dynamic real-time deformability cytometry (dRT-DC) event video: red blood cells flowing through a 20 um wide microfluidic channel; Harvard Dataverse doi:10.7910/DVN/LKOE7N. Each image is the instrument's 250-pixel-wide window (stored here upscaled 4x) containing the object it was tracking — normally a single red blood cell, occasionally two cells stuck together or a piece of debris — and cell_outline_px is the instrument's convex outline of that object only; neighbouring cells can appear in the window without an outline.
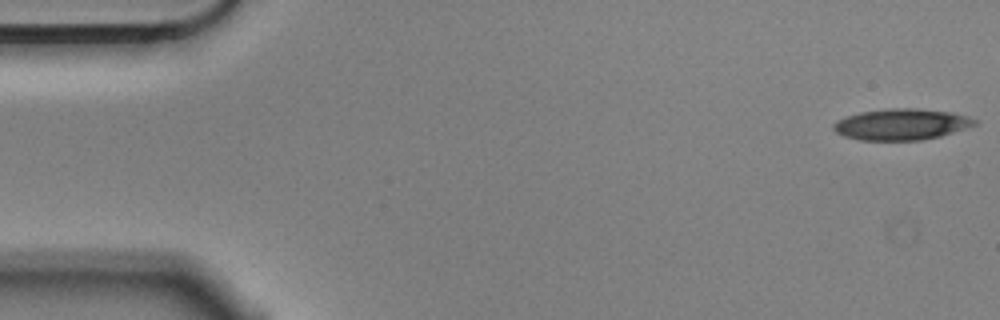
{"species": "Egyptian fruit bat (a non-hibernating species)", "species_latin": "Rousettus aegyptiacus", "temperature_condition": "cold", "stored_images_in_passage": 6, "camera_frame_rate_fps": 3000, "um_per_image_px": 0.085, "animal": {"sex": "male"}, "frame": {"image": 1, "passage_image": 1, "time_ms": 0.0, "image_size_px": [1000, 320], "cell_outline_px": [[980, 120], [976, 124], [940, 136], [920, 140], [860, 140], [844, 136], [836, 132], [832, 128], [832, 124], [836, 120], [860, 112], [888, 108], [916, 108], [952, 112], [968, 116]], "centroid_in_image_um": [76.61, 10.56], "position_along_channel_um": 8.4, "area_um2": 25.66}}
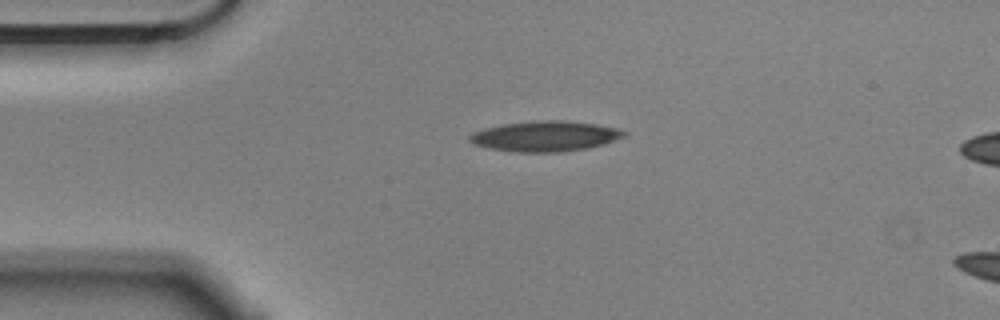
{"frame": {"image": 2, "passage_image": 4, "time_ms": 1.0, "image_size_px": [1000, 320], "cell_outline_px": [[628, 136], [604, 144], [588, 148], [560, 152], [512, 152], [488, 148], [476, 144], [468, 140], [468, 136], [484, 128], [504, 124], [540, 120], [564, 120], [596, 124], [620, 128], [628, 132]], "centroid_in_image_um": [46.42, 11.58], "position_along_channel_um": 38.6, "area_um2": 27.51}}